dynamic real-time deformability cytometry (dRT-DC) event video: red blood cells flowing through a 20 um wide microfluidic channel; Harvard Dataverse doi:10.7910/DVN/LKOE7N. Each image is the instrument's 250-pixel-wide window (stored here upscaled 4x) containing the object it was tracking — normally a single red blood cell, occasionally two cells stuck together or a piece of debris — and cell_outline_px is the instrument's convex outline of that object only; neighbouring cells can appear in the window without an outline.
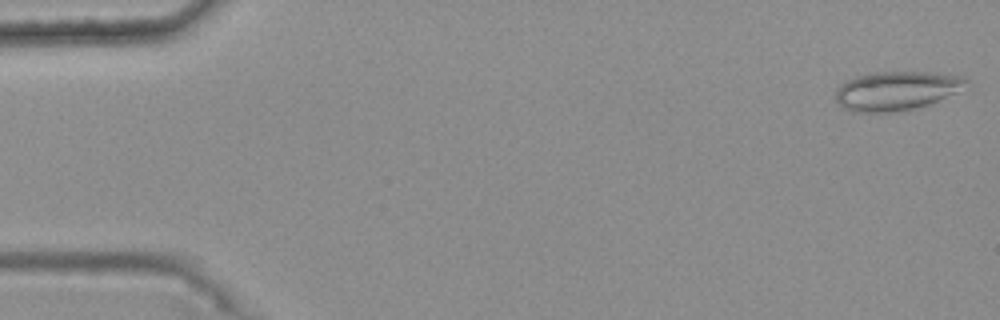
{"species": "common noctule bat (a hibernating species)", "species_latin": "Nyctalus noctula", "temperature_condition": "warm", "stored_images_in_passage": 48, "camera_frame_rate_fps": 3000, "um_per_image_px": 0.085, "animal": {"sex": "female", "body_mass_g": 25.1}, "frame": {"image": 1, "passage_image": 1, "time_ms": 0.0, "image_size_px": [1000, 320], "cell_outline_px": [[968, 80], [956, 92], [928, 104], [916, 108], [892, 112], [852, 112], [844, 108], [836, 100], [836, 88], [840, 84], [856, 76], [876, 72], [936, 72], [964, 76]], "centroid_in_image_um": [76.16, 7.7], "position_along_channel_um": 8.8, "area_um2": 29.42}}
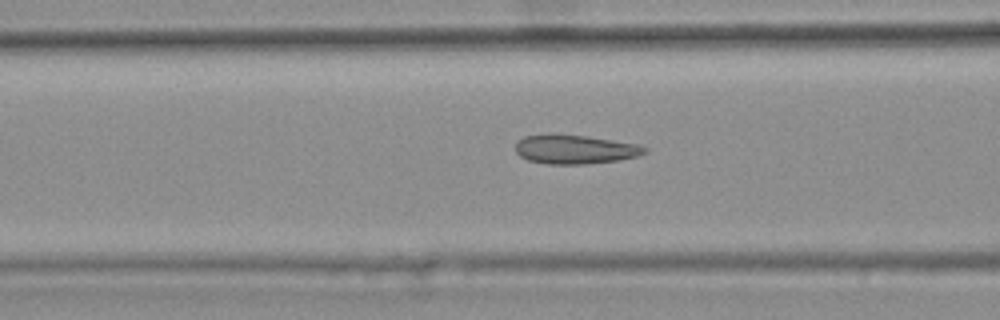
{"frame": {"image": 2, "passage_image": 21, "time_ms": 6.667, "image_size_px": [1000, 320], "cell_outline_px": [[648, 152], [636, 156], [616, 160], [584, 164], [548, 164], [528, 160], [520, 156], [516, 152], [516, 140], [524, 136], [548, 132], [552, 132], [588, 136], [640, 144], [648, 148]], "centroid_in_image_um": [48.83, 12.66], "position_along_channel_um": 117.8, "area_um2": 22.37}}
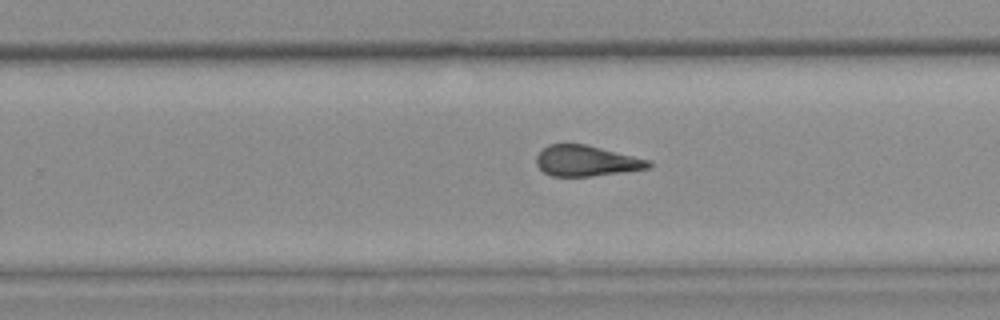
{"frame": {"image": 3, "passage_image": 34, "time_ms": 11.0, "image_size_px": [1000, 320], "cell_outline_px": [[652, 164], [648, 168], [624, 172], [592, 176], [552, 176], [544, 172], [536, 164], [536, 156], [548, 144], [584, 144], [648, 160]], "centroid_in_image_um": [49.79, 13.68], "position_along_channel_um": 280.0, "area_um2": 19.71}, "authors_computed_cell_mechanics": {"area_um2": 21.2126, "velocity_mm_per_s": 3.7514, "shape_relaxation_time_tau1_ms": null, "shape_relaxation_time_tau2_ms": 1.8945, "deformation_change_tau1": null, "deformation_change_tau2": 0.1053}}